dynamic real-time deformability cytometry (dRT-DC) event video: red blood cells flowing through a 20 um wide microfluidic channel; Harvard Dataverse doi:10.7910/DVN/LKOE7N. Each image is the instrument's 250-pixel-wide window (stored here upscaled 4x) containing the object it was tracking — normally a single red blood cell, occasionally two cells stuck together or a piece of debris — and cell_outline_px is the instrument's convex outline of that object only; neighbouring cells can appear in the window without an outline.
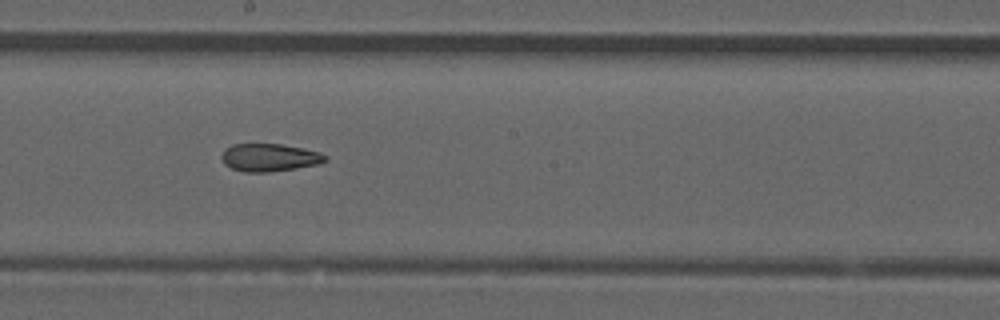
{"species": "common noctule bat (a hibernating species)", "species_latin": "Nyctalus noctula", "temperature_condition": "room temperature", "stored_images_in_passage": 37, "camera_frame_rate_fps": 3000, "um_per_image_px": 0.085, "animal": {"sex": "male", "forearm_length_mm": 52.5}, "frame": {"image": 1, "passage_image": 16, "time_ms": 5.0, "image_size_px": [1000, 320], "cell_outline_px": [[328, 160], [320, 164], [296, 168], [268, 172], [244, 172], [232, 168], [224, 164], [220, 156], [224, 148], [232, 144], [280, 144], [304, 148], [320, 152], [328, 156]], "centroid_in_image_um": [22.91, 13.38], "position_along_channel_um": 225.3, "area_um2": 16.99}}
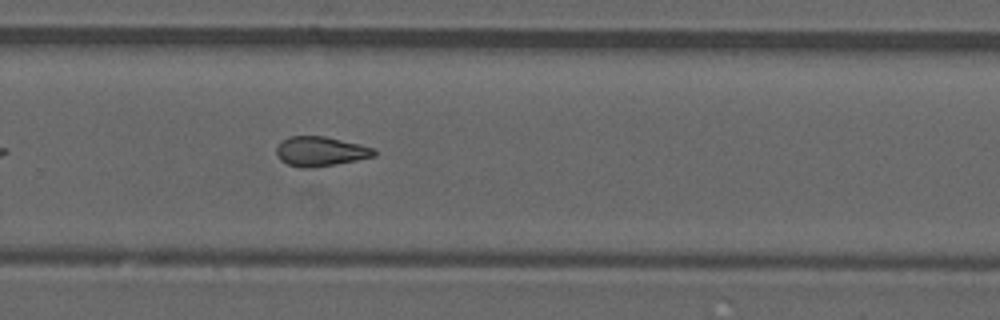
{"frame": {"image": 2, "passage_image": 22, "time_ms": 7.0, "image_size_px": [1000, 320], "cell_outline_px": [[376, 156], [356, 160], [312, 168], [300, 168], [288, 164], [280, 160], [276, 152], [276, 148], [288, 136], [324, 136], [360, 144], [376, 148]], "centroid_in_image_um": [27.26, 12.87], "position_along_channel_um": 302.5, "area_um2": 16.82}, "authors_computed_cell_mechanics": {"area_um2": 16.9932, "velocity_mm_per_s": 3.8822, "shape_relaxation_time_tau1_ms": null, "shape_relaxation_time_tau2_ms": 3.5231, "deformation_change_tau1": null, "deformation_change_tau2": 0.1135}}